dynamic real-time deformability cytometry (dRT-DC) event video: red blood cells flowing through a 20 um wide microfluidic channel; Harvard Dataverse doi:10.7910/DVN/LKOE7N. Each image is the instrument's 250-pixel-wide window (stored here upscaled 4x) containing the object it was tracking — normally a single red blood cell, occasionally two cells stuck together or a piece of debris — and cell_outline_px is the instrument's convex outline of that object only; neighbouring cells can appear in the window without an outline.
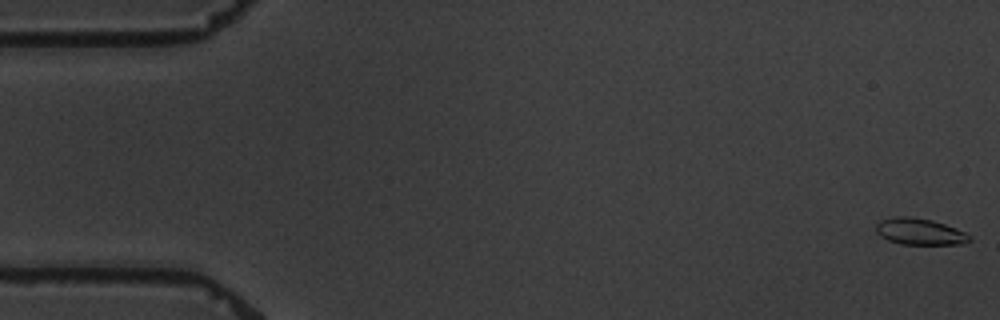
{"species": "common noctule bat (a hibernating species)", "species_latin": "Nyctalus noctula", "temperature_condition": "warm", "stored_images_in_passage": 5, "camera_frame_rate_fps": 3000, "um_per_image_px": 0.085, "animal": {"sex": "male", "body_mass_g": 19.5, "forearm_length_mm": 54.6}, "frame": {"image": 1, "passage_image": 1, "time_ms": 0.0, "image_size_px": [1000, 320], "cell_outline_px": [[972, 240], [964, 244], [900, 244], [888, 240], [880, 236], [876, 232], [876, 224], [880, 220], [896, 216], [912, 216], [932, 220], [956, 228], [972, 236]], "centroid_in_image_um": [78.18, 19.68], "position_along_channel_um": 6.8, "area_um2": 14.57}}
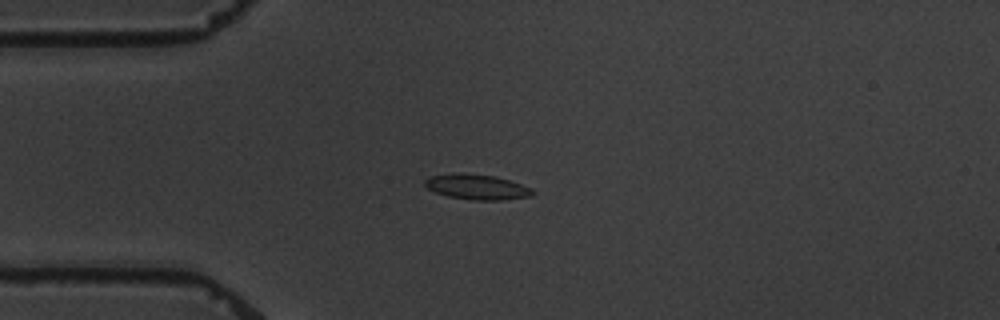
{"frame": {"image": 2, "passage_image": 5, "time_ms": 4.667, "image_size_px": [1000, 320], "cell_outline_px": [[536, 192], [532, 196], [500, 200], [472, 200], [448, 196], [436, 192], [428, 188], [424, 184], [424, 180], [428, 176], [452, 172], [464, 172], [496, 176], [532, 188]], "centroid_in_image_um": [40.51, 15.87], "position_along_channel_um": 44.5, "area_um2": 16.07}}